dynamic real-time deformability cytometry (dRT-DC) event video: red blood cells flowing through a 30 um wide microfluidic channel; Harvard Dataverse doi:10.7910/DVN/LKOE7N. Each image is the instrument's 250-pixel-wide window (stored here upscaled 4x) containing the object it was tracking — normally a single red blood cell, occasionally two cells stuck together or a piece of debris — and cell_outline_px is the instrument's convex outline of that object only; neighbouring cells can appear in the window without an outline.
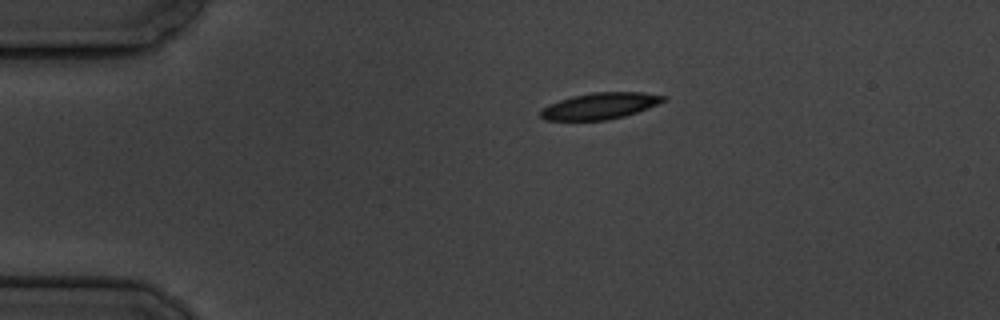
{"species": "common noctule bat (a hibernating species)", "species_latin": "Nyctalus noctula", "temperature_condition": "cold", "stored_images_in_passage": 6, "camera_frame_rate_fps": 3000, "um_per_image_px": 0.085, "animal": {"sex": "male", "body_mass_g": 19.5, "forearm_length_mm": 54.6}, "frame": {"image": 1, "passage_image": 1, "time_ms": 0.0, "image_size_px": [1000, 320], "cell_outline_px": [[668, 100], [648, 108], [624, 116], [608, 120], [544, 120], [540, 116], [540, 108], [548, 104], [572, 96], [592, 92], [644, 92], [668, 96]], "centroid_in_image_um": [51.01, 8.99], "position_along_channel_um": 34.0, "area_um2": 19.07}}
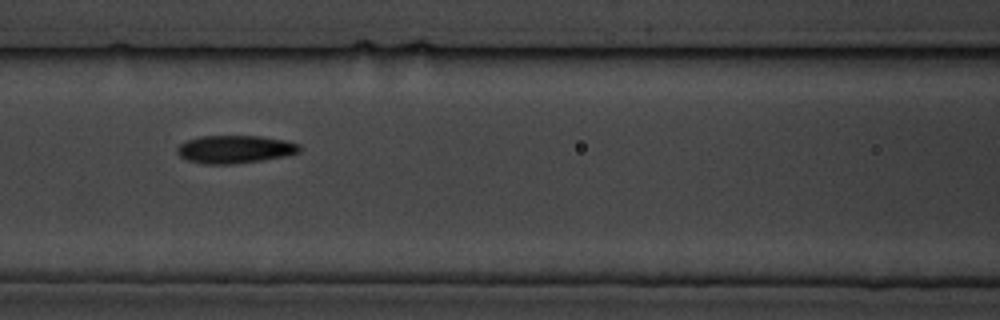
{"frame": {"image": 2, "passage_image": 5, "time_ms": 4.667, "image_size_px": [1000, 320], "cell_outline_px": [[300, 152], [284, 156], [260, 160], [232, 164], [204, 164], [188, 160], [180, 156], [176, 152], [176, 148], [184, 140], [200, 136], [260, 136], [284, 140], [300, 144]], "centroid_in_image_um": [19.93, 12.68], "position_along_channel_um": 146.7, "area_um2": 19.88}}
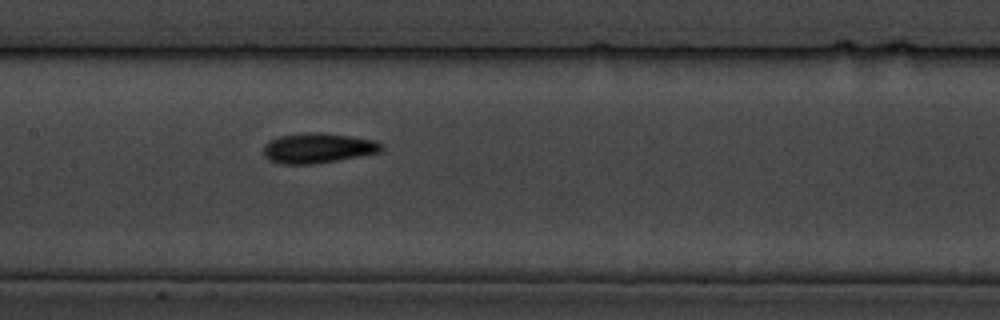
{"frame": {"image": 3, "passage_image": 6, "time_ms": 5.667, "image_size_px": [1000, 320], "cell_outline_px": [[384, 148], [380, 152], [340, 160], [316, 164], [280, 164], [268, 160], [264, 156], [264, 144], [268, 140], [280, 136], [304, 132], [316, 132], [352, 136], [376, 140]], "centroid_in_image_um": [27.0, 12.59], "position_along_channel_um": 180.4, "area_um2": 20.92}}